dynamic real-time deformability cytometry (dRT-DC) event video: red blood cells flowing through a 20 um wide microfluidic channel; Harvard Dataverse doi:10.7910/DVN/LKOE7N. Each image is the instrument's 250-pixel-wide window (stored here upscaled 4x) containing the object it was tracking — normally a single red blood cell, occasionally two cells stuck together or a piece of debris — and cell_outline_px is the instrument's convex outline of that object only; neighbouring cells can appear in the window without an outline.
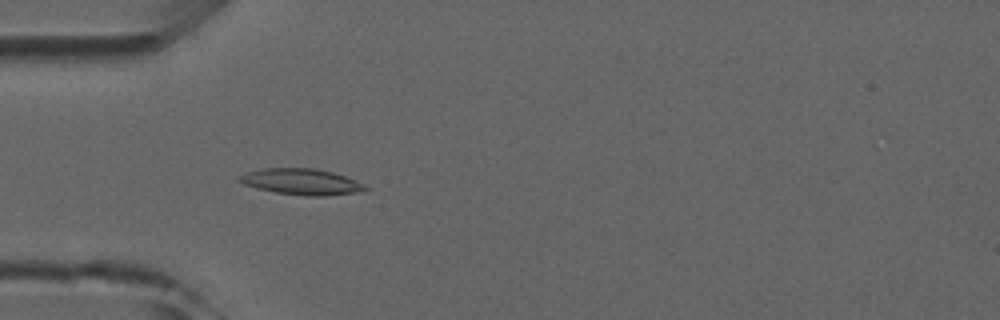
{"species": "common noctule bat (a hibernating species)", "species_latin": "Nyctalus noctula", "temperature_condition": "room temperature", "stored_images_in_passage": 4, "camera_frame_rate_fps": 3000, "um_per_image_px": 0.085, "animal": {"sex": "male", "forearm_length_mm": 52.5}, "frame": {"image": 1, "passage_image": 4, "time_ms": 3.667, "image_size_px": [1000, 320], "cell_outline_px": [[368, 188], [356, 192], [328, 196], [308, 196], [276, 192], [256, 188], [244, 184], [236, 180], [240, 176], [248, 172], [260, 168], [316, 168], [332, 172], [344, 176], [364, 184]], "centroid_in_image_um": [25.59, 15.44], "position_along_channel_um": 59.4, "area_um2": 18.96}}